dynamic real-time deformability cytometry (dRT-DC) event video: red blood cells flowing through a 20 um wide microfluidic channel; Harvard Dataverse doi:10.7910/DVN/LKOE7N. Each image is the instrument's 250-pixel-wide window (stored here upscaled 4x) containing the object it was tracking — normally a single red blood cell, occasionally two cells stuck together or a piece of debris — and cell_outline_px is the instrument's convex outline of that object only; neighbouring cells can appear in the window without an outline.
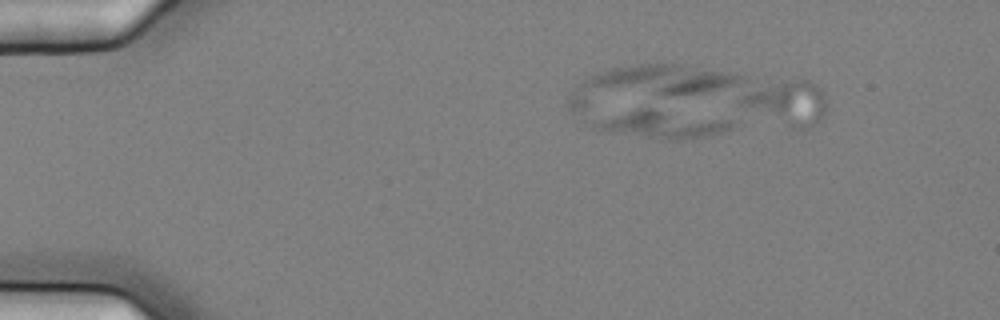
{"species": "common noctule bat (a hibernating species)", "species_latin": "Nyctalus noctula", "temperature_condition": "cold", "stored_images_in_passage": 6, "segment_of_instrument_passage": [1, 2], "camera_frame_rate_fps": 3000, "um_per_image_px": 0.085, "animal": {"sex": "female", "body_mass_g": 25.1}, "frame": {"image": 1, "passage_image": 3, "time_ms": 0.667, "image_size_px": [1000, 320], "cell_outline_px": [[732, 128], [708, 136], [684, 140], [668, 140], [612, 132], [592, 128], [592, 124], [636, 108], [656, 108], [732, 120]], "centroid_in_image_um": [56.41, 10.57], "position_along_channel_um": 28.6, "area_um2": 21.73}}